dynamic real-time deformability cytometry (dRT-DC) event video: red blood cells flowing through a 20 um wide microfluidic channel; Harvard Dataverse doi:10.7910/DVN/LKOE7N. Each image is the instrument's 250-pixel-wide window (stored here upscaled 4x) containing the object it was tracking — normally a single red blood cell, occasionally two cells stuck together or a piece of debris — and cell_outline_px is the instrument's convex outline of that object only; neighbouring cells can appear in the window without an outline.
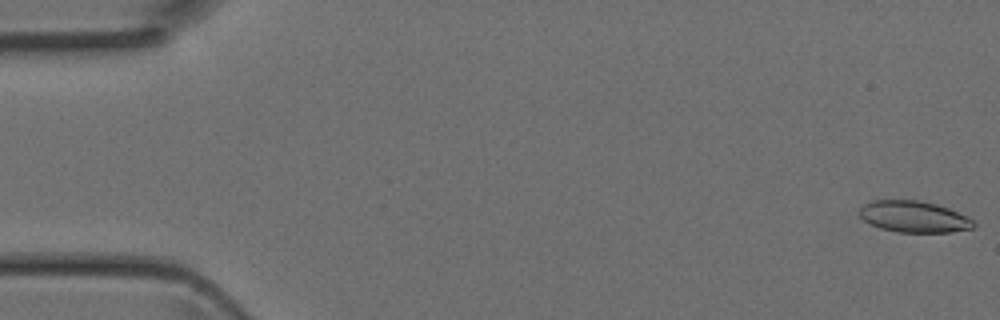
{"species": "Egyptian fruit bat (a non-hibernating species)", "species_latin": "Rousettus aegyptiacus", "temperature_condition": "room temperature", "stored_images_in_passage": 6, "camera_frame_rate_fps": 3000, "um_per_image_px": 0.085, "animal": {"sex": "female"}, "frame": {"image": 1, "passage_image": 1, "time_ms": 0.0, "image_size_px": [1000, 320], "cell_outline_px": [[976, 228], [952, 232], [896, 232], [880, 228], [864, 220], [860, 216], [860, 208], [864, 204], [872, 200], [920, 200], [936, 204], [948, 208], [968, 216], [976, 224]], "centroid_in_image_um": [77.72, 18.42], "position_along_channel_um": 7.3, "area_um2": 20.98}}
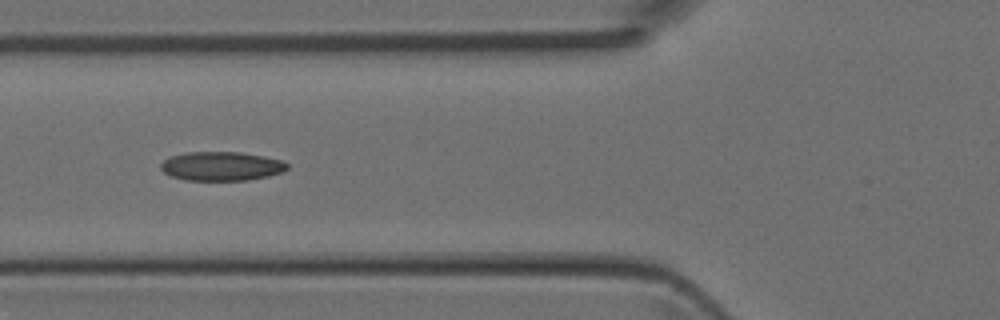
{"frame": {"image": 2, "passage_image": 5, "time_ms": 1.333, "image_size_px": [1000, 320], "cell_outline_px": [[288, 168], [280, 172], [268, 176], [248, 180], [188, 180], [172, 176], [164, 172], [160, 168], [160, 164], [164, 160], [172, 156], [184, 152], [240, 152], [264, 156], [284, 160], [288, 164]], "centroid_in_image_um": [18.84, 14.11], "position_along_channel_um": 107.0, "area_um2": 21.33}}
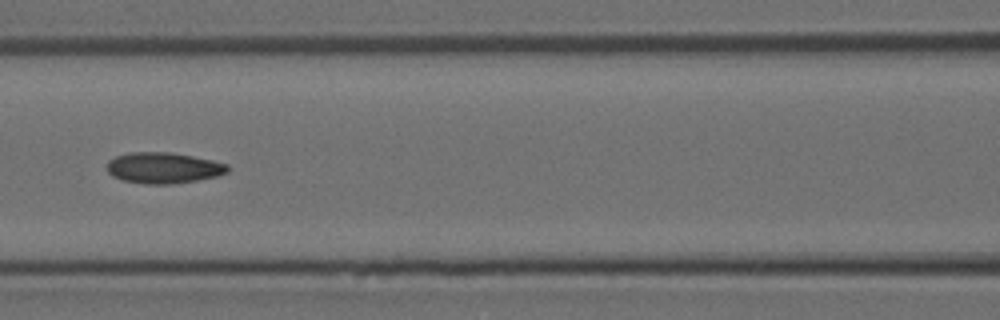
{"frame": {"image": 3, "passage_image": 6, "time_ms": 1.667, "image_size_px": [1000, 320], "cell_outline_px": [[228, 172], [216, 176], [196, 180], [172, 184], [144, 184], [124, 180], [112, 176], [108, 172], [108, 160], [116, 156], [128, 152], [168, 152], [192, 156], [212, 160], [228, 164]], "centroid_in_image_um": [13.88, 14.26], "position_along_channel_um": 152.7, "area_um2": 21.68}}